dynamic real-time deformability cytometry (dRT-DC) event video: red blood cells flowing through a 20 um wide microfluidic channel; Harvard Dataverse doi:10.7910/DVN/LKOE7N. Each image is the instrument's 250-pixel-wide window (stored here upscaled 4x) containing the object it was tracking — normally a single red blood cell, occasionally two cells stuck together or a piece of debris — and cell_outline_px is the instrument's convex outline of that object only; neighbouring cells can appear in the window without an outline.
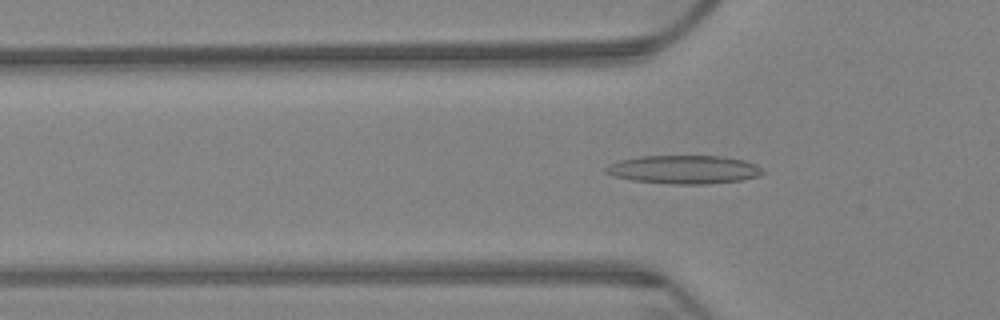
{"species": "Egyptian fruit bat (a non-hibernating species)", "species_latin": "Rousettus aegyptiacus", "temperature_condition": "warm", "stored_images_in_passage": 64, "camera_frame_rate_fps": 3000, "um_per_image_px": 0.085, "animal": {"sex": "female"}, "frame": {"image": 1, "passage_image": 21, "time_ms": 6.667, "image_size_px": [1000, 320], "cell_outline_px": [[764, 172], [760, 176], [740, 180], [708, 184], [672, 184], [632, 180], [612, 176], [604, 172], [604, 168], [608, 164], [620, 160], [640, 156], [724, 156], [744, 160], [756, 164]], "centroid_in_image_um": [58.11, 14.41], "position_along_channel_um": 67.7, "area_um2": 26.13}}
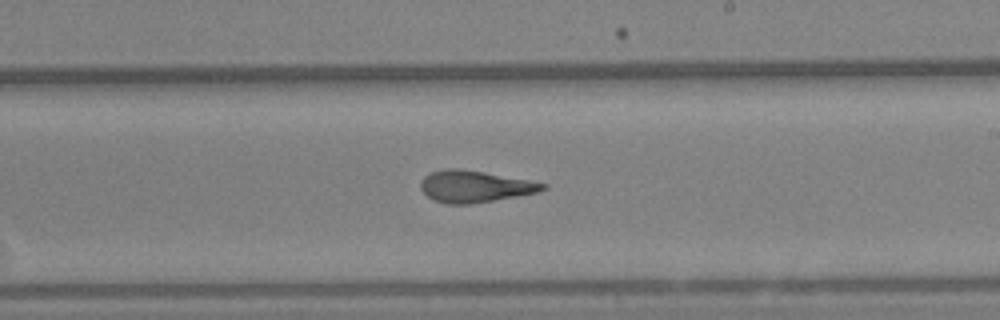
{"frame": {"image": 2, "passage_image": 38, "time_ms": 12.333, "image_size_px": [1000, 320], "cell_outline_px": [[548, 188], [540, 192], [468, 204], [448, 204], [436, 200], [428, 196], [420, 188], [420, 184], [424, 176], [428, 172], [444, 168], [460, 168], [484, 172], [528, 180], [548, 184]], "centroid_in_image_um": [40.35, 15.83], "position_along_channel_um": 248.7, "area_um2": 22.48}}
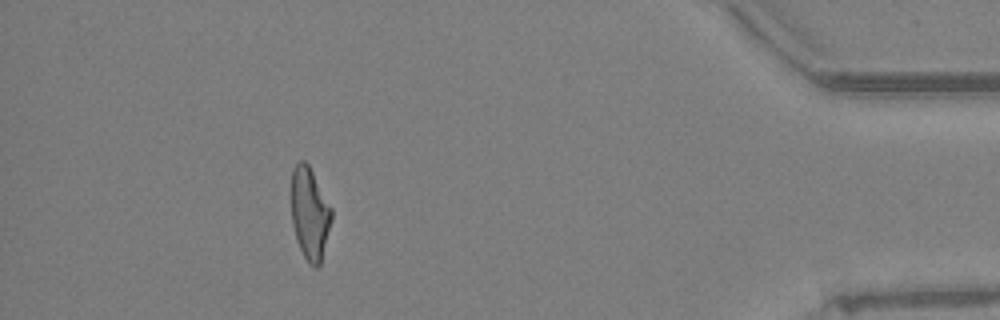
{"frame": {"image": 3, "passage_image": 58, "time_ms": 19.0, "image_size_px": [1000, 320], "cell_outline_px": [[332, 220], [320, 264], [316, 268], [304, 256], [296, 240], [292, 224], [292, 168], [300, 160], [304, 160], [308, 164], [332, 208]], "centroid_in_image_um": [26.33, 18.13], "position_along_channel_um": 408.9, "area_um2": 21.39}, "authors_computed_cell_mechanics": {"area_um2": 23.0333, "velocity_mm_per_s": 3.2095, "shape_relaxation_time_tau1_ms": null, "shape_relaxation_time_tau2_ms": 2.6374, "deformation_change_tau1": null, "deformation_change_tau2": 0.121}}